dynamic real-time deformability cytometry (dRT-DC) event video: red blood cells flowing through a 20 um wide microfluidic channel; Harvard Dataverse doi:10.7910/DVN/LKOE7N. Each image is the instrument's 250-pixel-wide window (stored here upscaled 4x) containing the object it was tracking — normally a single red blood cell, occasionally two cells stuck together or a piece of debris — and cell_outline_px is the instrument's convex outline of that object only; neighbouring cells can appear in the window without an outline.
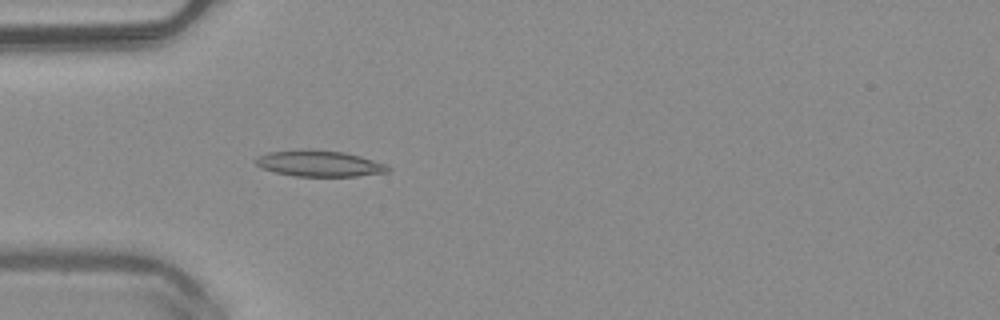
{"species": "common noctule bat (a hibernating species)", "species_latin": "Nyctalus noctula", "temperature_condition": "warm", "stored_images_in_passage": 49, "camera_frame_rate_fps": 3000, "um_per_image_px": 0.085, "animal": {"sex": "male", "body_mass_g": 20.4}, "frame": {"image": 1, "passage_image": 14, "time_ms": 4.333, "image_size_px": [1000, 320], "cell_outline_px": [[392, 168], [388, 172], [356, 176], [296, 176], [276, 172], [260, 168], [252, 160], [256, 156], [268, 152], [304, 148], [308, 148], [344, 152], [360, 156], [384, 164]], "centroid_in_image_um": [27.07, 13.88], "position_along_channel_um": 57.9, "area_um2": 20.35}}
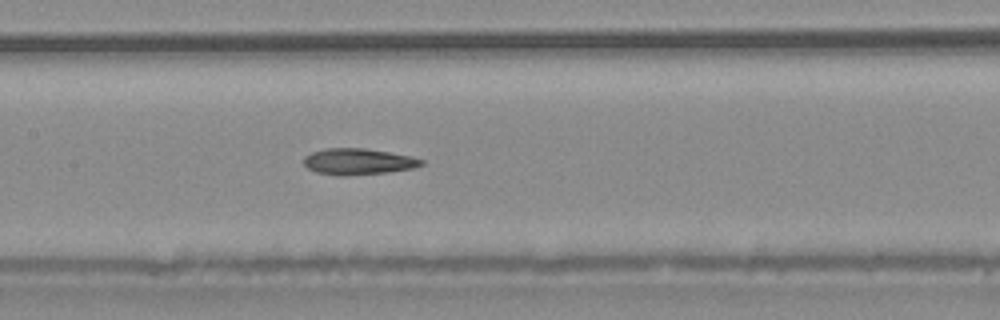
{"frame": {"image": 2, "passage_image": 23, "time_ms": 7.333, "image_size_px": [1000, 320], "cell_outline_px": [[424, 164], [412, 168], [388, 172], [344, 176], [336, 176], [316, 172], [308, 168], [304, 164], [304, 156], [312, 152], [328, 148], [364, 148], [388, 152], [408, 156], [424, 160]], "centroid_in_image_um": [30.41, 13.74], "position_along_channel_um": 177.0, "area_um2": 17.86}}
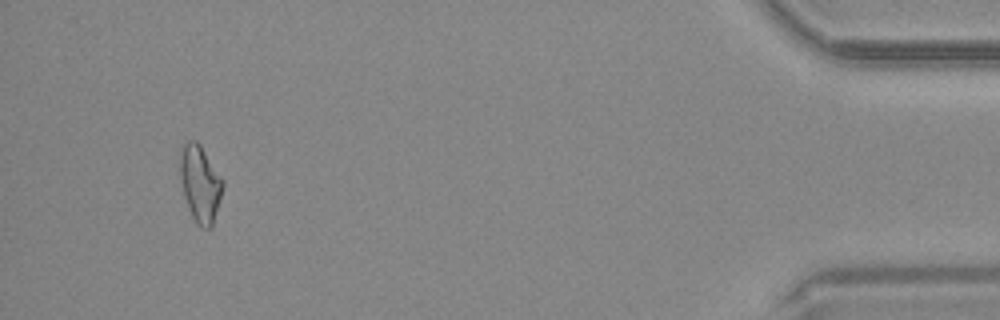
{"frame": {"image": 3, "passage_image": 46, "time_ms": 15.0, "image_size_px": [1000, 320], "cell_outline_px": [[224, 184], [212, 228], [200, 228], [196, 224], [188, 208], [184, 196], [180, 176], [180, 152], [184, 144], [188, 140], [196, 140], [200, 144], [224, 180]], "centroid_in_image_um": [17.02, 15.62], "position_along_channel_um": 418.2, "area_um2": 19.19}, "authors_computed_cell_mechanics": {"area_um2": 18.4382, "velocity_mm_per_s": 4.0871, "shape_relaxation_time_tau1_ms": 10.1302, "shape_relaxation_time_tau2_ms": 7.7149, "deformation_change_tau1": 0.2053, "deformation_change_tau2": 0.198}}